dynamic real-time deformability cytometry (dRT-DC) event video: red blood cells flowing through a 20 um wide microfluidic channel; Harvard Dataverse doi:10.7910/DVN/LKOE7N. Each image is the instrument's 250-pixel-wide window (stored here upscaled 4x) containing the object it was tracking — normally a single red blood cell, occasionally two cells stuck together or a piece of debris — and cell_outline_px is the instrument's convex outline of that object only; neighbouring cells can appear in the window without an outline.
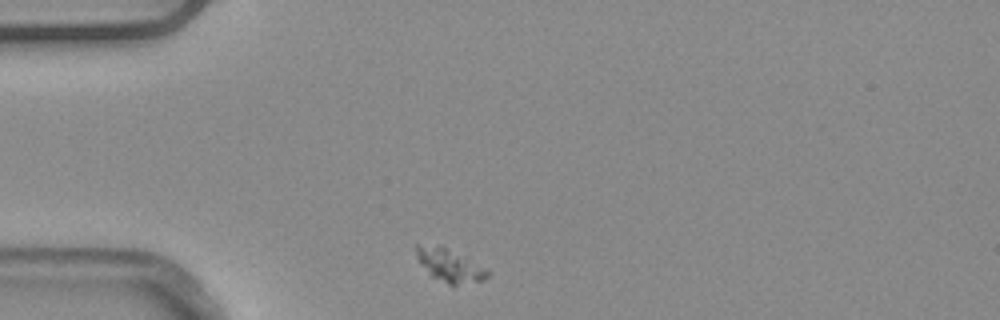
{"species": "common noctule bat (a hibernating species)", "species_latin": "Nyctalus noctula", "temperature_condition": "warm", "stored_images_in_passage": 4, "camera_frame_rate_fps": 3000, "um_per_image_px": 0.085, "animal": {"sex": "male", "body_mass_g": 20.4}, "frame": {"image": 1, "passage_image": 1, "time_ms": 0.0, "image_size_px": [1000, 320], "cell_outline_px": [[488, 276], [484, 280], [456, 284], [448, 284], [432, 276], [420, 264], [416, 256], [416, 244], [440, 244], [488, 268]], "centroid_in_image_um": [38.2, 22.51], "position_along_channel_um": 46.8, "area_um2": 13.7}}